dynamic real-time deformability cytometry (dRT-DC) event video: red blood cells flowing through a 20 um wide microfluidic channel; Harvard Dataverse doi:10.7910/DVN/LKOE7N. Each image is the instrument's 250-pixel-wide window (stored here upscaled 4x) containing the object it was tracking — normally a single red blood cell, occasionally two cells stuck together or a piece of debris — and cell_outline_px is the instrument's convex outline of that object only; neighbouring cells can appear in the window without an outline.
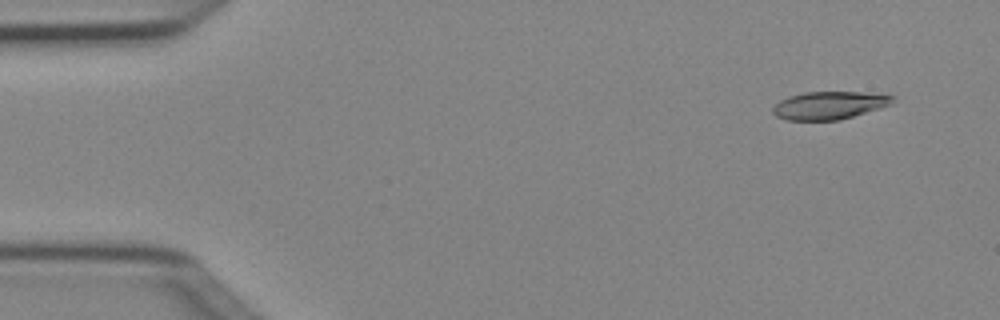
{"species": "Egyptian fruit bat (a non-hibernating species)", "species_latin": "Rousettus aegyptiacus", "temperature_condition": "cold", "stored_images_in_passage": 4, "camera_frame_rate_fps": 3000, "um_per_image_px": 0.085, "animal": {"sex": "female"}, "frame": {"image": 1, "passage_image": 1, "time_ms": 0.0, "image_size_px": [1000, 320], "cell_outline_px": [[896, 96], [892, 104], [880, 108], [840, 120], [788, 120], [776, 116], [772, 112], [772, 108], [780, 100], [788, 96], [804, 92], [860, 92]], "centroid_in_image_um": [70.48, 8.95], "position_along_channel_um": 14.5, "area_um2": 19.42}}
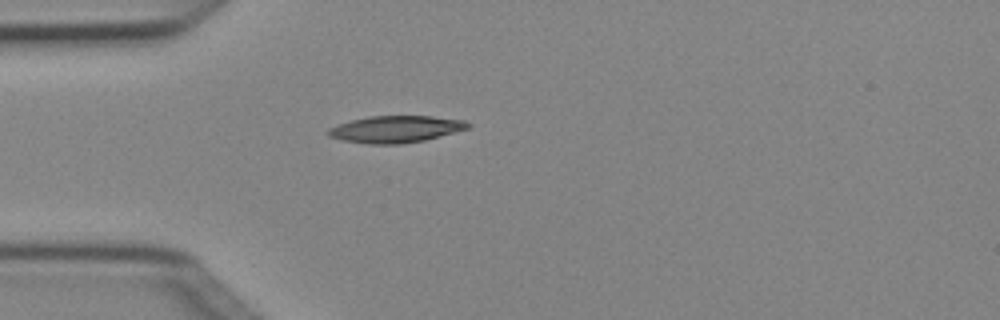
{"frame": {"image": 2, "passage_image": 4, "time_ms": 1.0, "image_size_px": [1000, 320], "cell_outline_px": [[472, 124], [468, 128], [424, 140], [400, 144], [368, 144], [344, 140], [328, 136], [328, 128], [336, 124], [368, 116], [432, 116], [464, 120]], "centroid_in_image_um": [33.61, 10.97], "position_along_channel_um": 51.4, "area_um2": 21.73}}